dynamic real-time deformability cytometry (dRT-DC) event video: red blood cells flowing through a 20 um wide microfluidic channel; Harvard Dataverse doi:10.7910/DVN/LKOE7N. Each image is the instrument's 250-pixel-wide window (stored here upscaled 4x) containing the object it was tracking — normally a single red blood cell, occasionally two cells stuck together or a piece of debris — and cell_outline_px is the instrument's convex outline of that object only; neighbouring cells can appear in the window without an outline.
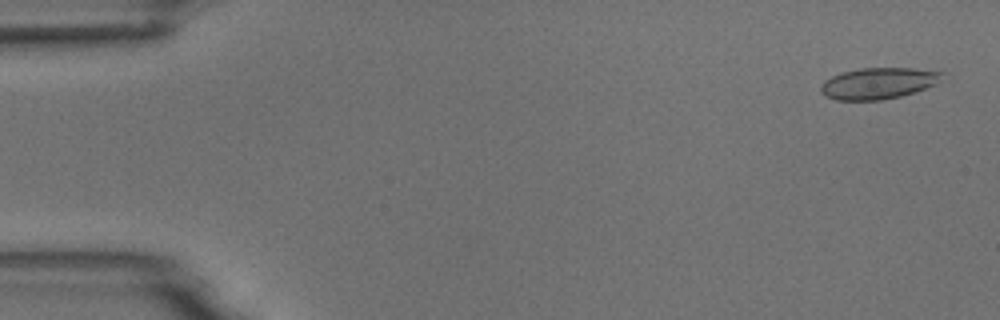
{"species": "common noctule bat (a hibernating species)", "species_latin": "Nyctalus noctula", "temperature_condition": "room temperature", "stored_images_in_passage": 4, "camera_frame_rate_fps": 3000, "um_per_image_px": 0.085, "animal": {"sex": "male", "body_mass_g": 18.8}, "frame": {"image": 1, "passage_image": 1, "time_ms": 0.0, "image_size_px": [1000, 320], "cell_outline_px": [[944, 72], [936, 84], [900, 96], [880, 100], [836, 100], [820, 92], [820, 84], [824, 80], [840, 72], [860, 68], [912, 68]], "centroid_in_image_um": [74.6, 7.07], "position_along_channel_um": 10.4, "area_um2": 21.96}}
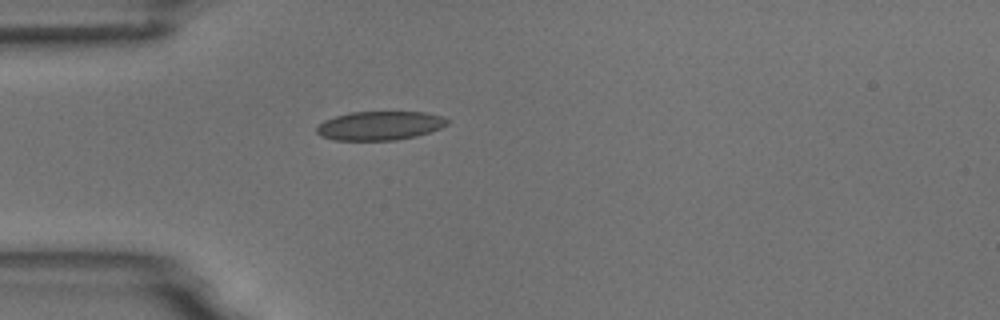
{"frame": {"image": 2, "passage_image": 4, "time_ms": 4.333, "image_size_px": [1000, 320], "cell_outline_px": [[452, 120], [448, 124], [440, 128], [416, 136], [396, 140], [332, 140], [320, 136], [316, 132], [316, 128], [324, 120], [336, 116], [352, 112], [424, 112], [440, 116]], "centroid_in_image_um": [32.28, 10.68], "position_along_channel_um": 52.7, "area_um2": 21.96}}